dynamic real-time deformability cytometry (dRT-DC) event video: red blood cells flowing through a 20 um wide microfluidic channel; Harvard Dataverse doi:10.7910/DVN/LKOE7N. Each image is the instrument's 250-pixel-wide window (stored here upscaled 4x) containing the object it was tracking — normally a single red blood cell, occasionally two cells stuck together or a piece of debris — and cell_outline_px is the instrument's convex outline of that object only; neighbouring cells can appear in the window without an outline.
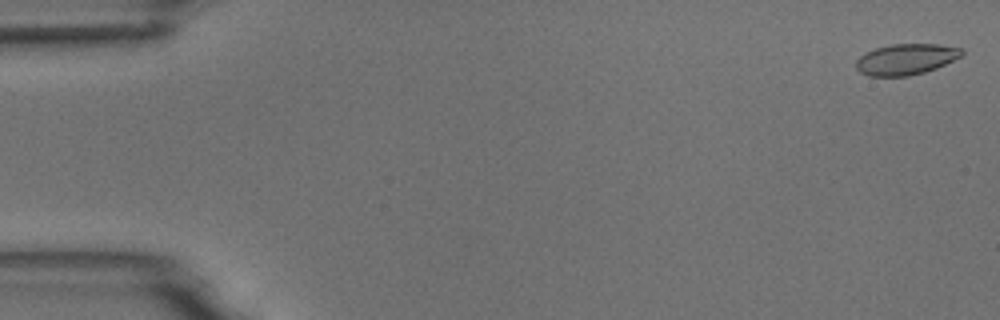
{"species": "common noctule bat (a hibernating species)", "species_latin": "Nyctalus noctula", "temperature_condition": "room temperature", "stored_images_in_passage": 9, "camera_frame_rate_fps": 3000, "um_per_image_px": 0.085, "animal": {"sex": "male", "body_mass_g": 18.8}, "frame": {"image": 1, "passage_image": 1, "time_ms": 0.0, "image_size_px": [1000, 320], "cell_outline_px": [[964, 56], [936, 68], [924, 72], [908, 76], [868, 76], [860, 72], [856, 68], [856, 60], [860, 56], [876, 48], [892, 44], [940, 44], [964, 48]], "centroid_in_image_um": [77.06, 5.03], "position_along_channel_um": 7.9, "area_um2": 19.19}}
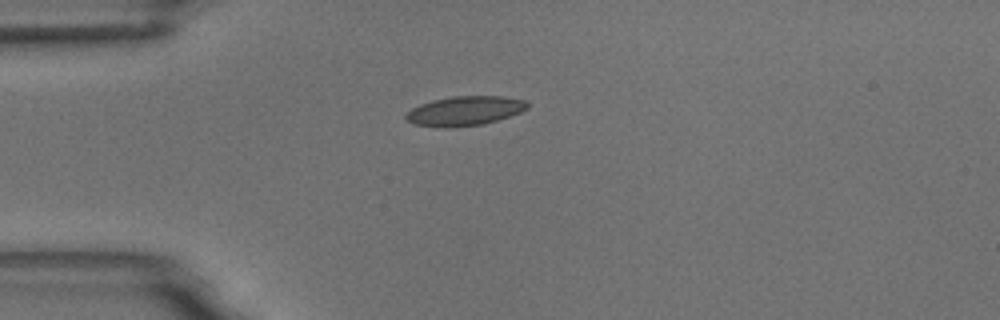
{"frame": {"image": 2, "passage_image": 4, "time_ms": 4.333, "image_size_px": [1000, 320], "cell_outline_px": [[528, 108], [520, 112], [496, 120], [480, 124], [448, 128], [444, 128], [412, 124], [404, 116], [412, 108], [420, 104], [432, 100], [452, 96], [504, 96], [524, 100], [528, 104]], "centroid_in_image_um": [39.47, 9.42], "position_along_channel_um": 45.5, "area_um2": 20.69}}